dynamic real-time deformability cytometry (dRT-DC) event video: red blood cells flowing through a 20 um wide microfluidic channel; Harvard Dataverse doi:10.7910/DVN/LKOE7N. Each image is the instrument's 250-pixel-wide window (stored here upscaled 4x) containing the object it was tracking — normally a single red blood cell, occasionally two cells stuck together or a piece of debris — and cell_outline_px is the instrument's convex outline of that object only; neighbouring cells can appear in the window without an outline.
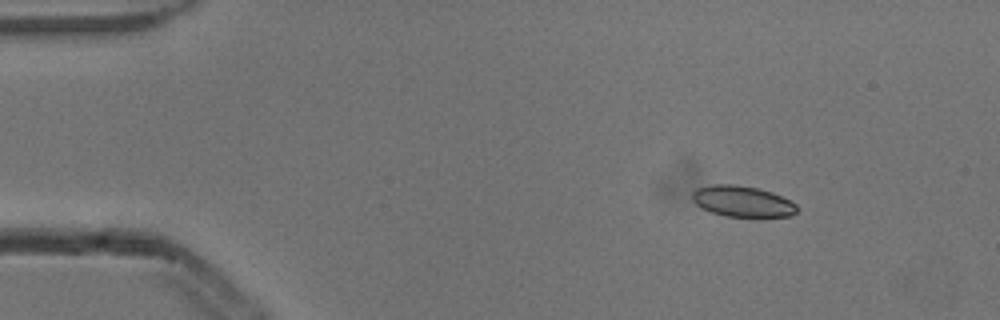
{"species": "common noctule bat (a hibernating species)", "species_latin": "Nyctalus noctula", "temperature_condition": "cold", "stored_images_in_passage": 3, "camera_frame_rate_fps": 3000, "um_per_image_px": 0.085, "animal": {"sex": "male", "body_mass_g": 13.3}, "frame": {"image": 1, "passage_image": 1, "time_ms": 0.0, "image_size_px": [1000, 320], "cell_outline_px": [[796, 212], [792, 216], [760, 220], [724, 216], [700, 208], [692, 200], [692, 192], [696, 188], [712, 184], [732, 184], [756, 188], [772, 192], [796, 204]], "centroid_in_image_um": [63.12, 17.18], "position_along_channel_um": 21.9, "area_um2": 19.71}}
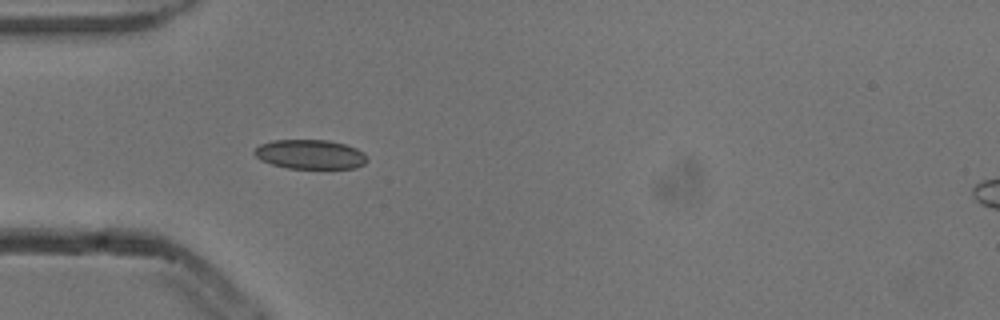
{"frame": {"image": 2, "passage_image": 3, "time_ms": 0.667, "image_size_px": [1000, 320], "cell_outline_px": [[368, 160], [364, 164], [356, 168], [288, 168], [272, 164], [260, 160], [252, 152], [260, 144], [272, 140], [328, 140], [344, 144], [356, 148], [364, 152]], "centroid_in_image_um": [26.36, 13.12], "position_along_channel_um": 58.6, "area_um2": 19.31}}